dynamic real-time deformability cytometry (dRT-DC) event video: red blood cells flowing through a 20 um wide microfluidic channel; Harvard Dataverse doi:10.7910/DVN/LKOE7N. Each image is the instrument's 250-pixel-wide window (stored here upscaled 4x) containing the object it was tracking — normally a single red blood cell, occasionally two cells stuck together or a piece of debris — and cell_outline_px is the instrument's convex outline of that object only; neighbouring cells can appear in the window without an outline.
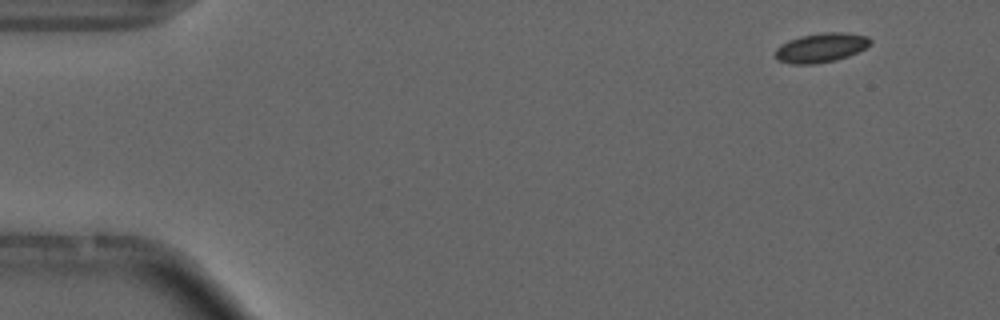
{"species": "common noctule bat (a hibernating species)", "species_latin": "Nyctalus noctula", "temperature_condition": "cold", "stored_images_in_passage": 6, "camera_frame_rate_fps": 3000, "um_per_image_px": 0.085, "animal": {"sex": "male", "forearm_length_mm": 52.5}, "frame": {"image": 1, "passage_image": 2, "time_ms": 1.333, "image_size_px": [1000, 320], "cell_outline_px": [[872, 44], [848, 56], [836, 60], [816, 64], [792, 64], [780, 60], [776, 56], [776, 48], [780, 44], [788, 40], [800, 36], [824, 32], [844, 32], [868, 36], [872, 40]], "centroid_in_image_um": [69.8, 4.04], "position_along_channel_um": 15.2, "area_um2": 16.24}}
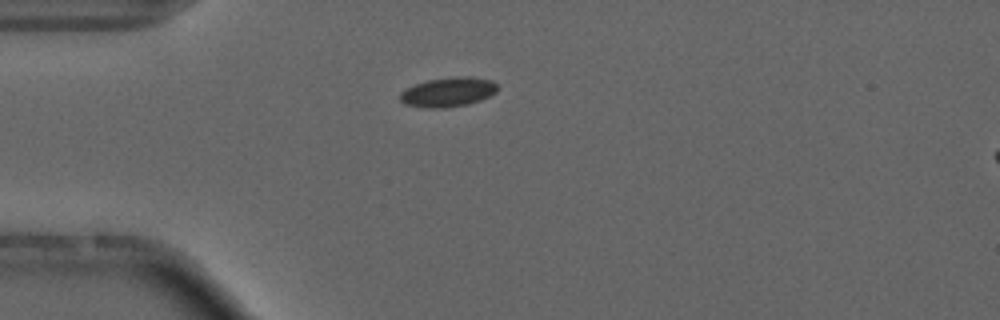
{"frame": {"image": 2, "passage_image": 5, "time_ms": 4.667, "image_size_px": [1000, 320], "cell_outline_px": [[500, 88], [496, 92], [480, 100], [468, 104], [444, 108], [424, 108], [404, 104], [400, 100], [400, 92], [416, 84], [428, 80], [456, 76], [472, 76], [492, 80]], "centroid_in_image_um": [38.11, 7.82], "position_along_channel_um": 46.9, "area_um2": 16.82}}
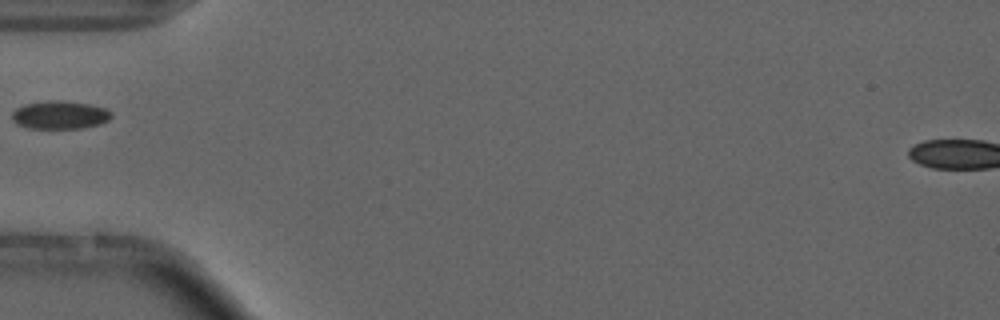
{"frame": {"image": 3, "passage_image": 6, "time_ms": 6.0, "image_size_px": [1000, 320], "cell_outline_px": [[112, 116], [108, 120], [100, 124], [80, 128], [28, 128], [16, 124], [12, 120], [12, 112], [16, 108], [24, 104], [48, 100], [60, 100], [92, 104], [104, 108], [112, 112]], "centroid_in_image_um": [5.07, 9.76], "position_along_channel_um": 79.9, "area_um2": 16.42}}